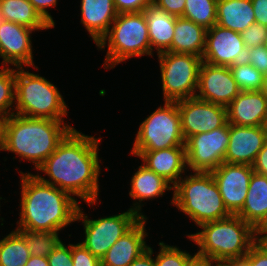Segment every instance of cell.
Segmentation results:
<instances>
[{"instance_id":"42","label":"cell","mask_w":267,"mask_h":266,"mask_svg":"<svg viewBox=\"0 0 267 266\" xmlns=\"http://www.w3.org/2000/svg\"><path fill=\"white\" fill-rule=\"evenodd\" d=\"M255 23L267 26V0H251Z\"/></svg>"},{"instance_id":"20","label":"cell","mask_w":267,"mask_h":266,"mask_svg":"<svg viewBox=\"0 0 267 266\" xmlns=\"http://www.w3.org/2000/svg\"><path fill=\"white\" fill-rule=\"evenodd\" d=\"M130 153L142 159L144 166L164 177L173 186L183 178L182 174L187 170L185 146Z\"/></svg>"},{"instance_id":"28","label":"cell","mask_w":267,"mask_h":266,"mask_svg":"<svg viewBox=\"0 0 267 266\" xmlns=\"http://www.w3.org/2000/svg\"><path fill=\"white\" fill-rule=\"evenodd\" d=\"M30 256L25 239L16 230L0 240V266H25Z\"/></svg>"},{"instance_id":"8","label":"cell","mask_w":267,"mask_h":266,"mask_svg":"<svg viewBox=\"0 0 267 266\" xmlns=\"http://www.w3.org/2000/svg\"><path fill=\"white\" fill-rule=\"evenodd\" d=\"M185 146L177 102L165 101L139 125L131 151H157Z\"/></svg>"},{"instance_id":"32","label":"cell","mask_w":267,"mask_h":266,"mask_svg":"<svg viewBox=\"0 0 267 266\" xmlns=\"http://www.w3.org/2000/svg\"><path fill=\"white\" fill-rule=\"evenodd\" d=\"M15 69L10 66L0 68V117L14 113L15 106Z\"/></svg>"},{"instance_id":"12","label":"cell","mask_w":267,"mask_h":266,"mask_svg":"<svg viewBox=\"0 0 267 266\" xmlns=\"http://www.w3.org/2000/svg\"><path fill=\"white\" fill-rule=\"evenodd\" d=\"M177 102L181 116V131L185 141L197 134L213 131L227 122L226 107L196 97Z\"/></svg>"},{"instance_id":"29","label":"cell","mask_w":267,"mask_h":266,"mask_svg":"<svg viewBox=\"0 0 267 266\" xmlns=\"http://www.w3.org/2000/svg\"><path fill=\"white\" fill-rule=\"evenodd\" d=\"M216 8L217 0H186L182 17L208 30L217 22Z\"/></svg>"},{"instance_id":"47","label":"cell","mask_w":267,"mask_h":266,"mask_svg":"<svg viewBox=\"0 0 267 266\" xmlns=\"http://www.w3.org/2000/svg\"><path fill=\"white\" fill-rule=\"evenodd\" d=\"M219 266H248L246 260L242 259H229L219 263Z\"/></svg>"},{"instance_id":"50","label":"cell","mask_w":267,"mask_h":266,"mask_svg":"<svg viewBox=\"0 0 267 266\" xmlns=\"http://www.w3.org/2000/svg\"><path fill=\"white\" fill-rule=\"evenodd\" d=\"M3 122H4V119L0 117V151H2Z\"/></svg>"},{"instance_id":"14","label":"cell","mask_w":267,"mask_h":266,"mask_svg":"<svg viewBox=\"0 0 267 266\" xmlns=\"http://www.w3.org/2000/svg\"><path fill=\"white\" fill-rule=\"evenodd\" d=\"M240 92L229 67L201 63L196 98L226 107Z\"/></svg>"},{"instance_id":"3","label":"cell","mask_w":267,"mask_h":266,"mask_svg":"<svg viewBox=\"0 0 267 266\" xmlns=\"http://www.w3.org/2000/svg\"><path fill=\"white\" fill-rule=\"evenodd\" d=\"M72 129L64 121L13 113L3 122L2 151L15 153L38 169Z\"/></svg>"},{"instance_id":"15","label":"cell","mask_w":267,"mask_h":266,"mask_svg":"<svg viewBox=\"0 0 267 266\" xmlns=\"http://www.w3.org/2000/svg\"><path fill=\"white\" fill-rule=\"evenodd\" d=\"M246 47L239 32L215 24L207 30L202 61L230 67L244 61Z\"/></svg>"},{"instance_id":"23","label":"cell","mask_w":267,"mask_h":266,"mask_svg":"<svg viewBox=\"0 0 267 266\" xmlns=\"http://www.w3.org/2000/svg\"><path fill=\"white\" fill-rule=\"evenodd\" d=\"M142 12L147 22L151 56H153L154 49L157 54L168 51L172 44L177 17L168 14L153 3Z\"/></svg>"},{"instance_id":"19","label":"cell","mask_w":267,"mask_h":266,"mask_svg":"<svg viewBox=\"0 0 267 266\" xmlns=\"http://www.w3.org/2000/svg\"><path fill=\"white\" fill-rule=\"evenodd\" d=\"M147 219L142 217L110 247L100 260L101 266H128L149 248L145 241Z\"/></svg>"},{"instance_id":"9","label":"cell","mask_w":267,"mask_h":266,"mask_svg":"<svg viewBox=\"0 0 267 266\" xmlns=\"http://www.w3.org/2000/svg\"><path fill=\"white\" fill-rule=\"evenodd\" d=\"M165 101L176 102L195 97L202 57L193 54L163 52L157 54Z\"/></svg>"},{"instance_id":"5","label":"cell","mask_w":267,"mask_h":266,"mask_svg":"<svg viewBox=\"0 0 267 266\" xmlns=\"http://www.w3.org/2000/svg\"><path fill=\"white\" fill-rule=\"evenodd\" d=\"M170 204L188 215L197 227L231 215L224 206L218 185L211 173L191 172L184 179L181 178L174 185Z\"/></svg>"},{"instance_id":"27","label":"cell","mask_w":267,"mask_h":266,"mask_svg":"<svg viewBox=\"0 0 267 266\" xmlns=\"http://www.w3.org/2000/svg\"><path fill=\"white\" fill-rule=\"evenodd\" d=\"M0 19L36 31L53 28L28 0H0Z\"/></svg>"},{"instance_id":"18","label":"cell","mask_w":267,"mask_h":266,"mask_svg":"<svg viewBox=\"0 0 267 266\" xmlns=\"http://www.w3.org/2000/svg\"><path fill=\"white\" fill-rule=\"evenodd\" d=\"M226 111L229 124L267 126V97L261 91H241Z\"/></svg>"},{"instance_id":"49","label":"cell","mask_w":267,"mask_h":266,"mask_svg":"<svg viewBox=\"0 0 267 266\" xmlns=\"http://www.w3.org/2000/svg\"><path fill=\"white\" fill-rule=\"evenodd\" d=\"M260 91L267 97V74L264 76L263 85Z\"/></svg>"},{"instance_id":"34","label":"cell","mask_w":267,"mask_h":266,"mask_svg":"<svg viewBox=\"0 0 267 266\" xmlns=\"http://www.w3.org/2000/svg\"><path fill=\"white\" fill-rule=\"evenodd\" d=\"M240 34L246 49L250 47L261 46L263 45L264 39L267 35V26H264L260 23H254Z\"/></svg>"},{"instance_id":"43","label":"cell","mask_w":267,"mask_h":266,"mask_svg":"<svg viewBox=\"0 0 267 266\" xmlns=\"http://www.w3.org/2000/svg\"><path fill=\"white\" fill-rule=\"evenodd\" d=\"M252 169L255 173L267 176V139L263 148L259 151L254 163L252 164Z\"/></svg>"},{"instance_id":"44","label":"cell","mask_w":267,"mask_h":266,"mask_svg":"<svg viewBox=\"0 0 267 266\" xmlns=\"http://www.w3.org/2000/svg\"><path fill=\"white\" fill-rule=\"evenodd\" d=\"M153 249L149 248L144 251L139 257H137L131 264L128 266H155V258H152Z\"/></svg>"},{"instance_id":"17","label":"cell","mask_w":267,"mask_h":266,"mask_svg":"<svg viewBox=\"0 0 267 266\" xmlns=\"http://www.w3.org/2000/svg\"><path fill=\"white\" fill-rule=\"evenodd\" d=\"M266 139L267 126L229 124V145L224 162L252 166Z\"/></svg>"},{"instance_id":"1","label":"cell","mask_w":267,"mask_h":266,"mask_svg":"<svg viewBox=\"0 0 267 266\" xmlns=\"http://www.w3.org/2000/svg\"><path fill=\"white\" fill-rule=\"evenodd\" d=\"M73 128L56 150L39 166L49 179L35 174L44 183L79 197L89 206L96 205L99 195V142Z\"/></svg>"},{"instance_id":"41","label":"cell","mask_w":267,"mask_h":266,"mask_svg":"<svg viewBox=\"0 0 267 266\" xmlns=\"http://www.w3.org/2000/svg\"><path fill=\"white\" fill-rule=\"evenodd\" d=\"M28 1L33 5V7L42 16V18L54 28L55 22L47 9L49 7H55L57 5L58 0H28Z\"/></svg>"},{"instance_id":"11","label":"cell","mask_w":267,"mask_h":266,"mask_svg":"<svg viewBox=\"0 0 267 266\" xmlns=\"http://www.w3.org/2000/svg\"><path fill=\"white\" fill-rule=\"evenodd\" d=\"M228 145V122L213 131L189 137L185 141L187 169L193 173H211L224 162Z\"/></svg>"},{"instance_id":"26","label":"cell","mask_w":267,"mask_h":266,"mask_svg":"<svg viewBox=\"0 0 267 266\" xmlns=\"http://www.w3.org/2000/svg\"><path fill=\"white\" fill-rule=\"evenodd\" d=\"M216 24L241 33L255 23L251 0H217Z\"/></svg>"},{"instance_id":"21","label":"cell","mask_w":267,"mask_h":266,"mask_svg":"<svg viewBox=\"0 0 267 266\" xmlns=\"http://www.w3.org/2000/svg\"><path fill=\"white\" fill-rule=\"evenodd\" d=\"M164 177L157 175L154 171L148 169L143 164L138 167V170L132 175L131 188L129 196L138 202L133 203L129 209L137 213L140 217H146L141 212L142 201L150 200L163 196L165 191L173 190L174 186L170 185Z\"/></svg>"},{"instance_id":"24","label":"cell","mask_w":267,"mask_h":266,"mask_svg":"<svg viewBox=\"0 0 267 266\" xmlns=\"http://www.w3.org/2000/svg\"><path fill=\"white\" fill-rule=\"evenodd\" d=\"M207 29L193 21L177 17L172 44L168 52L193 54L203 56Z\"/></svg>"},{"instance_id":"37","label":"cell","mask_w":267,"mask_h":266,"mask_svg":"<svg viewBox=\"0 0 267 266\" xmlns=\"http://www.w3.org/2000/svg\"><path fill=\"white\" fill-rule=\"evenodd\" d=\"M245 61L256 67L262 74H267V48L263 45L247 48Z\"/></svg>"},{"instance_id":"31","label":"cell","mask_w":267,"mask_h":266,"mask_svg":"<svg viewBox=\"0 0 267 266\" xmlns=\"http://www.w3.org/2000/svg\"><path fill=\"white\" fill-rule=\"evenodd\" d=\"M240 91H260L264 74L245 60L229 67Z\"/></svg>"},{"instance_id":"6","label":"cell","mask_w":267,"mask_h":266,"mask_svg":"<svg viewBox=\"0 0 267 266\" xmlns=\"http://www.w3.org/2000/svg\"><path fill=\"white\" fill-rule=\"evenodd\" d=\"M14 106L15 114L32 118L64 121L68 114V106L57 87L24 67L15 69Z\"/></svg>"},{"instance_id":"10","label":"cell","mask_w":267,"mask_h":266,"mask_svg":"<svg viewBox=\"0 0 267 266\" xmlns=\"http://www.w3.org/2000/svg\"><path fill=\"white\" fill-rule=\"evenodd\" d=\"M141 218L137 213L128 209L118 215L93 220L88 219V215H85L79 206L76 221H82L85 233V238L80 243L101 260L110 247Z\"/></svg>"},{"instance_id":"30","label":"cell","mask_w":267,"mask_h":266,"mask_svg":"<svg viewBox=\"0 0 267 266\" xmlns=\"http://www.w3.org/2000/svg\"><path fill=\"white\" fill-rule=\"evenodd\" d=\"M25 239L31 256L48 257V255L62 241L58 233L29 231L26 229H16Z\"/></svg>"},{"instance_id":"38","label":"cell","mask_w":267,"mask_h":266,"mask_svg":"<svg viewBox=\"0 0 267 266\" xmlns=\"http://www.w3.org/2000/svg\"><path fill=\"white\" fill-rule=\"evenodd\" d=\"M243 258L248 266H267V243L258 240Z\"/></svg>"},{"instance_id":"13","label":"cell","mask_w":267,"mask_h":266,"mask_svg":"<svg viewBox=\"0 0 267 266\" xmlns=\"http://www.w3.org/2000/svg\"><path fill=\"white\" fill-rule=\"evenodd\" d=\"M253 172L250 165L227 162H223L211 172L218 185L224 206L231 215H236L242 209Z\"/></svg>"},{"instance_id":"46","label":"cell","mask_w":267,"mask_h":266,"mask_svg":"<svg viewBox=\"0 0 267 266\" xmlns=\"http://www.w3.org/2000/svg\"><path fill=\"white\" fill-rule=\"evenodd\" d=\"M25 266H49L47 257L30 256Z\"/></svg>"},{"instance_id":"35","label":"cell","mask_w":267,"mask_h":266,"mask_svg":"<svg viewBox=\"0 0 267 266\" xmlns=\"http://www.w3.org/2000/svg\"><path fill=\"white\" fill-rule=\"evenodd\" d=\"M49 266H73L72 244L65 245L61 241L47 257Z\"/></svg>"},{"instance_id":"39","label":"cell","mask_w":267,"mask_h":266,"mask_svg":"<svg viewBox=\"0 0 267 266\" xmlns=\"http://www.w3.org/2000/svg\"><path fill=\"white\" fill-rule=\"evenodd\" d=\"M116 11L121 13H138L153 3V0H113Z\"/></svg>"},{"instance_id":"48","label":"cell","mask_w":267,"mask_h":266,"mask_svg":"<svg viewBox=\"0 0 267 266\" xmlns=\"http://www.w3.org/2000/svg\"><path fill=\"white\" fill-rule=\"evenodd\" d=\"M189 266H218V263L211 262L208 260H203L199 258H195Z\"/></svg>"},{"instance_id":"51","label":"cell","mask_w":267,"mask_h":266,"mask_svg":"<svg viewBox=\"0 0 267 266\" xmlns=\"http://www.w3.org/2000/svg\"><path fill=\"white\" fill-rule=\"evenodd\" d=\"M263 46H264L265 48H267V35H266V37H265V39H264Z\"/></svg>"},{"instance_id":"22","label":"cell","mask_w":267,"mask_h":266,"mask_svg":"<svg viewBox=\"0 0 267 266\" xmlns=\"http://www.w3.org/2000/svg\"><path fill=\"white\" fill-rule=\"evenodd\" d=\"M81 23L97 45L116 19L113 0H81Z\"/></svg>"},{"instance_id":"16","label":"cell","mask_w":267,"mask_h":266,"mask_svg":"<svg viewBox=\"0 0 267 266\" xmlns=\"http://www.w3.org/2000/svg\"><path fill=\"white\" fill-rule=\"evenodd\" d=\"M36 30L0 19V57L2 66H34L31 34ZM24 65V66H23Z\"/></svg>"},{"instance_id":"45","label":"cell","mask_w":267,"mask_h":266,"mask_svg":"<svg viewBox=\"0 0 267 266\" xmlns=\"http://www.w3.org/2000/svg\"><path fill=\"white\" fill-rule=\"evenodd\" d=\"M255 234L258 240H264L267 237V215L265 219L255 228Z\"/></svg>"},{"instance_id":"2","label":"cell","mask_w":267,"mask_h":266,"mask_svg":"<svg viewBox=\"0 0 267 266\" xmlns=\"http://www.w3.org/2000/svg\"><path fill=\"white\" fill-rule=\"evenodd\" d=\"M21 176L20 218L16 229L59 233L73 222L79 209L77 198L53 185L44 183L35 174Z\"/></svg>"},{"instance_id":"33","label":"cell","mask_w":267,"mask_h":266,"mask_svg":"<svg viewBox=\"0 0 267 266\" xmlns=\"http://www.w3.org/2000/svg\"><path fill=\"white\" fill-rule=\"evenodd\" d=\"M160 251L155 257V266H189L190 263L196 258L186 252L179 249V247L169 246L164 242H159Z\"/></svg>"},{"instance_id":"7","label":"cell","mask_w":267,"mask_h":266,"mask_svg":"<svg viewBox=\"0 0 267 266\" xmlns=\"http://www.w3.org/2000/svg\"><path fill=\"white\" fill-rule=\"evenodd\" d=\"M107 52L103 67L114 68L132 57L151 56L147 22L143 12L121 13L111 24L106 35L96 45Z\"/></svg>"},{"instance_id":"36","label":"cell","mask_w":267,"mask_h":266,"mask_svg":"<svg viewBox=\"0 0 267 266\" xmlns=\"http://www.w3.org/2000/svg\"><path fill=\"white\" fill-rule=\"evenodd\" d=\"M73 266H101L100 259L95 257L81 243L72 244Z\"/></svg>"},{"instance_id":"4","label":"cell","mask_w":267,"mask_h":266,"mask_svg":"<svg viewBox=\"0 0 267 266\" xmlns=\"http://www.w3.org/2000/svg\"><path fill=\"white\" fill-rule=\"evenodd\" d=\"M187 237L198 245L196 258L221 263L242 259L258 241L255 229L238 215L207 222Z\"/></svg>"},{"instance_id":"40","label":"cell","mask_w":267,"mask_h":266,"mask_svg":"<svg viewBox=\"0 0 267 266\" xmlns=\"http://www.w3.org/2000/svg\"><path fill=\"white\" fill-rule=\"evenodd\" d=\"M186 0H153V4L163 9L168 14L176 17L183 16Z\"/></svg>"},{"instance_id":"25","label":"cell","mask_w":267,"mask_h":266,"mask_svg":"<svg viewBox=\"0 0 267 266\" xmlns=\"http://www.w3.org/2000/svg\"><path fill=\"white\" fill-rule=\"evenodd\" d=\"M254 229L267 215V176L253 172L242 209L236 214Z\"/></svg>"}]
</instances>
